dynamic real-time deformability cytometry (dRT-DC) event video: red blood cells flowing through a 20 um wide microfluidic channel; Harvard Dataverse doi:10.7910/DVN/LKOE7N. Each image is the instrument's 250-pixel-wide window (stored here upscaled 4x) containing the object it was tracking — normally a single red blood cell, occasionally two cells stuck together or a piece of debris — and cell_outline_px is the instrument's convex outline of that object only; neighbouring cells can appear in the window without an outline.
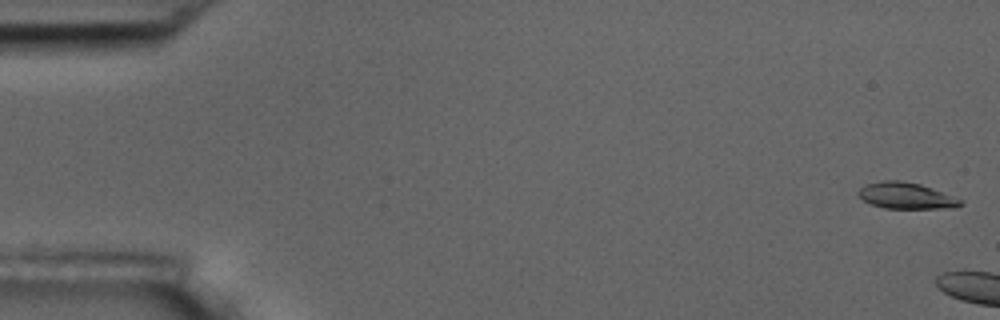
{"species": "common noctule bat (a hibernating species)", "species_latin": "Nyctalus noctula", "temperature_condition": "room temperature", "stored_images_in_passage": 3, "camera_frame_rate_fps": 3000, "um_per_image_px": 0.085, "animal": {"sex": "male", "body_mass_g": 17.5, "forearm_length_mm": 52.3}, "frame": {"image": 1, "passage_image": 1, "time_ms": 0.0, "image_size_px": [1000, 320], "cell_outline_px": [[964, 204], [956, 208], [884, 208], [872, 204], [864, 200], [856, 192], [864, 184], [880, 180], [900, 180], [920, 184], [932, 188], [964, 200]], "centroid_in_image_um": [77.04, 16.63], "position_along_channel_um": 8.0, "area_um2": 15.78}}